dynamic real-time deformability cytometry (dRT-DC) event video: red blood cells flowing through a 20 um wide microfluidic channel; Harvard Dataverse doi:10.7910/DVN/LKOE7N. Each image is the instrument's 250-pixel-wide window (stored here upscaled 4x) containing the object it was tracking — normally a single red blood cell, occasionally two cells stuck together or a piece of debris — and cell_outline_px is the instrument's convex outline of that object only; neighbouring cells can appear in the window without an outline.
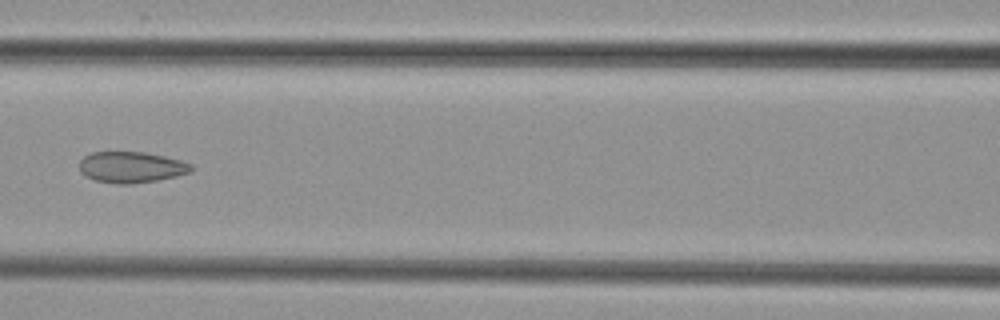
{"species": "common noctule bat (a hibernating species)", "species_latin": "Nyctalus noctula", "temperature_condition": "cold", "stored_images_in_passage": 7, "camera_frame_rate_fps": 3000, "um_per_image_px": 0.085, "animal": {"sex": "female", "body_mass_g": 29.2, "forearm_length_mm": 56.3}, "frame": {"image": 1, "passage_image": 7, "time_ms": 8.0, "image_size_px": [1000, 320], "cell_outline_px": [[192, 172], [176, 176], [156, 180], [132, 184], [116, 184], [96, 180], [84, 176], [80, 172], [80, 160], [84, 156], [92, 152], [144, 152], [164, 156], [180, 160], [192, 164]], "centroid_in_image_um": [11.15, 14.21], "position_along_channel_um": 155.5, "area_um2": 20.29}}